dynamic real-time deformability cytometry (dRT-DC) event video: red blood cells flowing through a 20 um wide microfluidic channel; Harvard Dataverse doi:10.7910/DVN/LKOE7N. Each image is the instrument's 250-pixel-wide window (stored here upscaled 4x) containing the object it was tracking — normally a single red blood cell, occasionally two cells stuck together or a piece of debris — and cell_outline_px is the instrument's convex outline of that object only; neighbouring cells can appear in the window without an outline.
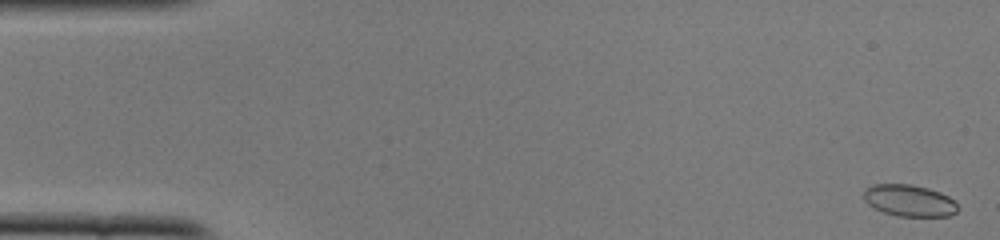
{"species": "common noctule bat (a hibernating species)", "species_latin": "Nyctalus noctula", "temperature_condition": "cold", "stored_images_in_passage": 51, "camera_frame_rate_fps": 3000, "um_per_image_px": 0.085, "animal": {"sex": "female", "body_mass_g": 22.0, "forearm_length_mm": 56.7}, "frame": {"image": 1, "passage_image": 1, "time_ms": 0.0, "image_size_px": [1000, 240], "cell_outline_px": [[960, 208], [956, 212], [948, 216], [900, 216], [884, 212], [868, 204], [864, 200], [864, 192], [872, 184], [912, 184], [928, 188], [940, 192], [948, 196]], "centroid_in_image_um": [77.31, 17.04], "position_along_channel_um": 7.7, "area_um2": 17.22}}
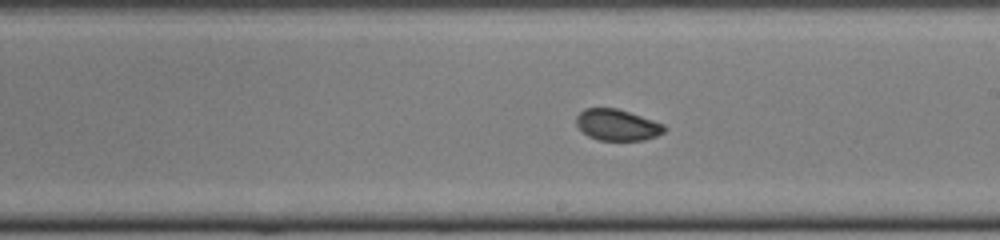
{"frame": {"image": 2, "passage_image": 29, "time_ms": 9.333, "image_size_px": [1000, 240], "cell_outline_px": [[668, 128], [664, 132], [656, 136], [644, 140], [600, 140], [588, 136], [576, 124], [576, 116], [584, 108], [616, 108], [664, 124]], "centroid_in_image_um": [52.47, 10.62], "position_along_channel_um": 236.5, "area_um2": 15.9}}
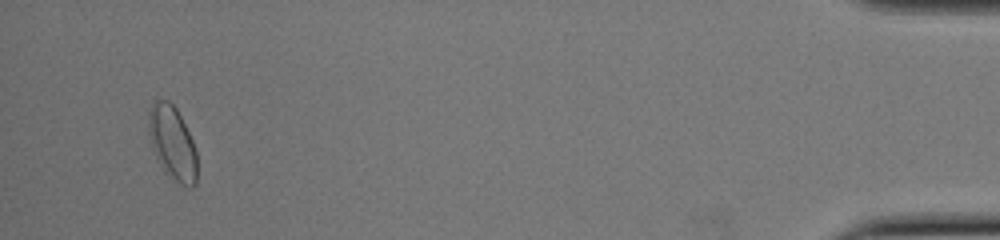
{"frame": {"image": 3, "passage_image": 49, "time_ms": 16.0, "image_size_px": [1000, 240], "cell_outline_px": [[196, 184], [192, 188], [180, 184], [168, 176], [164, 172], [156, 156], [148, 132], [148, 112], [152, 104], [156, 100], [168, 100], [176, 108], [192, 140], [196, 152]], "centroid_in_image_um": [14.64, 12.17], "position_along_channel_um": 420.6, "area_um2": 20.63}, "authors_computed_cell_mechanics": {"area_um2": 16.8776, "velocity_mm_per_s": 3.9171, "shape_relaxation_time_tau1_ms": 7.5026, "shape_relaxation_time_tau2_ms": 3.2141, "deformation_change_tau1": 0.1052, "deformation_change_tau2": 0.0439}}